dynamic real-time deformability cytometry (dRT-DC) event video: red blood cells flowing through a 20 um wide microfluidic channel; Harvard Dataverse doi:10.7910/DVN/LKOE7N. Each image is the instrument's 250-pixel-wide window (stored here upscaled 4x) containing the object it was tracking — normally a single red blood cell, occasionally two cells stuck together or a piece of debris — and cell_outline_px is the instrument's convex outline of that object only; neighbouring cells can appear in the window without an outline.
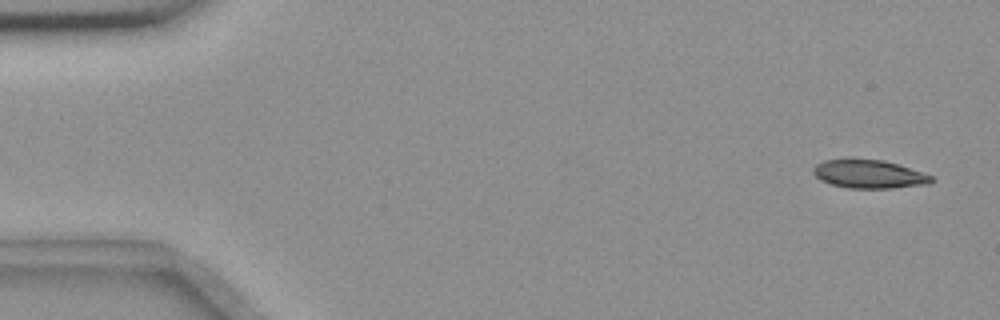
{"species": "common noctule bat (a hibernating species)", "species_latin": "Nyctalus noctula", "temperature_condition": "room temperature", "stored_images_in_passage": 7, "camera_frame_rate_fps": 3000, "um_per_image_px": 0.085, "animal": {"sex": "female", "body_mass_g": 18.4}, "frame": {"image": 1, "passage_image": 1, "time_ms": 0.0, "image_size_px": [1000, 320], "cell_outline_px": [[936, 180], [928, 184], [892, 188], [848, 188], [832, 184], [820, 180], [812, 172], [812, 168], [816, 164], [824, 160], [884, 160], [900, 164], [932, 176]], "centroid_in_image_um": [73.89, 14.81], "position_along_channel_um": 11.1, "area_um2": 19.42}}
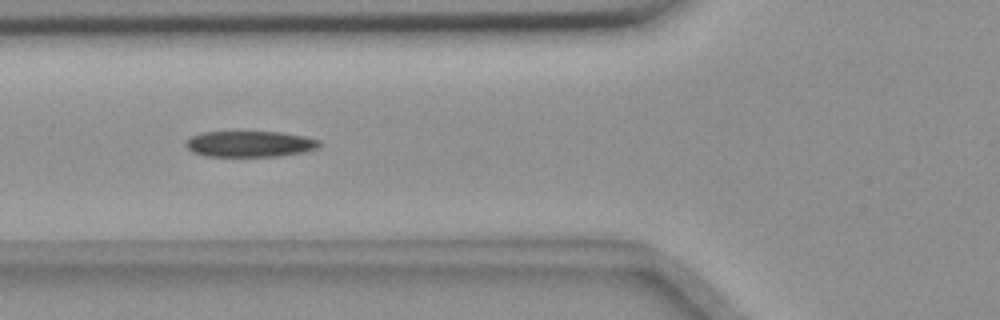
{"frame": {"image": 2, "passage_image": 6, "time_ms": 6.0, "image_size_px": [1000, 320], "cell_outline_px": [[320, 144], [316, 148], [304, 152], [280, 156], [204, 156], [192, 152], [184, 144], [184, 140], [188, 136], [204, 132], [280, 132], [304, 136], [320, 140]], "centroid_in_image_um": [21.18, 12.23], "position_along_channel_um": 104.6, "area_um2": 20.35}}
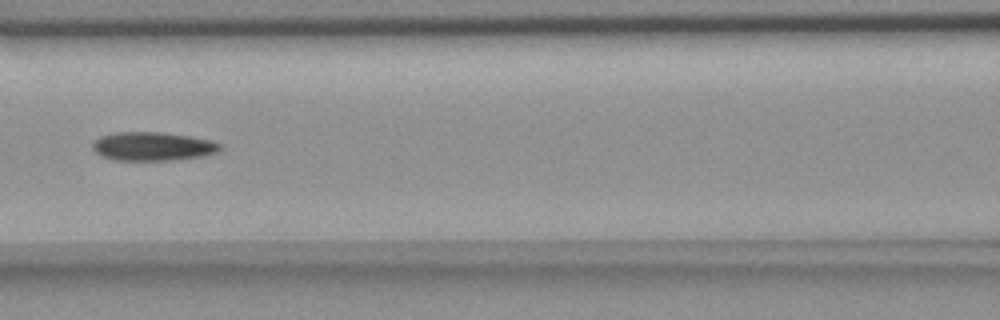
{"frame": {"image": 3, "passage_image": 7, "time_ms": 7.333, "image_size_px": [1000, 320], "cell_outline_px": [[220, 148], [216, 152], [204, 156], [176, 160], [112, 160], [100, 156], [92, 148], [92, 144], [100, 136], [116, 132], [160, 132], [188, 136], [212, 140], [220, 144]], "centroid_in_image_um": [12.96, 12.45], "position_along_channel_um": 153.6, "area_um2": 21.33}}